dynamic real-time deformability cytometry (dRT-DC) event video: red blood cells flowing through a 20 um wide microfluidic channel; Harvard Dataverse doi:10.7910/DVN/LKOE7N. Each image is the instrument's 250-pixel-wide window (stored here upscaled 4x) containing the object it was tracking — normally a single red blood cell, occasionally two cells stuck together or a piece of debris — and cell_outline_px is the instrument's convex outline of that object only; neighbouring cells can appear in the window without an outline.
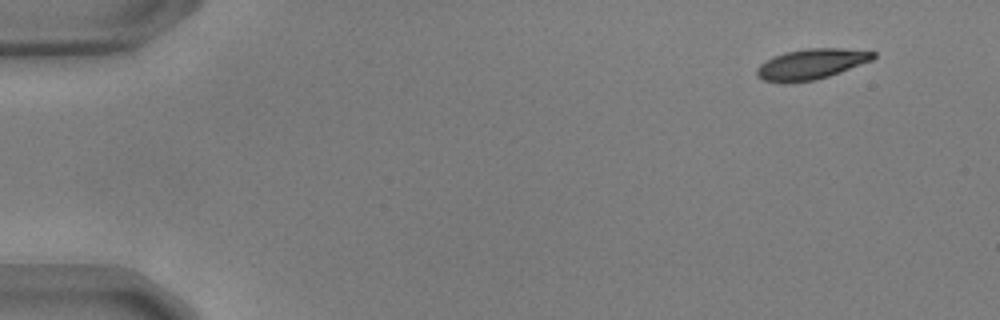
{"species": "common noctule bat (a hibernating species)", "species_latin": "Nyctalus noctula", "temperature_condition": "warm", "stored_images_in_passage": 13, "camera_frame_rate_fps": 3000, "um_per_image_px": 0.085, "animal": {"sex": "male", "body_mass_g": 17.9, "forearm_length_mm": 54.2}, "frame": {"image": 1, "passage_image": 2, "time_ms": 0.333, "image_size_px": [1000, 320], "cell_outline_px": [[876, 56], [872, 60], [840, 72], [816, 80], [764, 80], [756, 76], [756, 68], [760, 64], [776, 56], [788, 52], [808, 48], [840, 48], [876, 52]], "centroid_in_image_um": [69.01, 5.41], "position_along_channel_um": 16.0, "area_um2": 19.83}}